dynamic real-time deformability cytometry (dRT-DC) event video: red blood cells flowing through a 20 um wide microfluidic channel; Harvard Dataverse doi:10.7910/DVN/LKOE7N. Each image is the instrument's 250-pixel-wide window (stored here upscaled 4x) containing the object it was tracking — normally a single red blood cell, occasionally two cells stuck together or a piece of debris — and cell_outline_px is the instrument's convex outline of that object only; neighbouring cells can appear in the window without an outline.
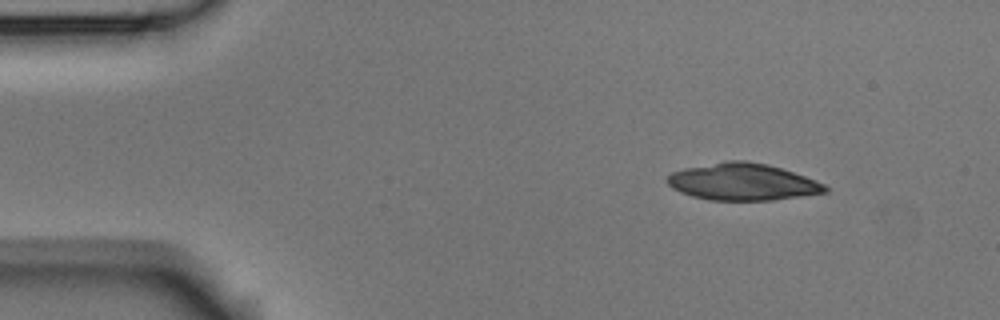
{"species": "Egyptian fruit bat (a non-hibernating species)", "species_latin": "Rousettus aegyptiacus", "temperature_condition": "room temperature", "stored_images_in_passage": 3, "camera_frame_rate_fps": 3000, "um_per_image_px": 0.085, "animal": {"sex": "male"}, "frame": {"image": 1, "passage_image": 1, "time_ms": 0.0, "image_size_px": [1000, 320], "cell_outline_px": [[828, 192], [772, 200], [708, 200], [692, 196], [680, 192], [672, 188], [664, 180], [672, 172], [684, 168], [724, 160], [748, 160], [768, 164], [816, 180], [824, 184], [828, 188]], "centroid_in_image_um": [63.08, 15.45], "position_along_channel_um": 21.9, "area_um2": 34.1}}